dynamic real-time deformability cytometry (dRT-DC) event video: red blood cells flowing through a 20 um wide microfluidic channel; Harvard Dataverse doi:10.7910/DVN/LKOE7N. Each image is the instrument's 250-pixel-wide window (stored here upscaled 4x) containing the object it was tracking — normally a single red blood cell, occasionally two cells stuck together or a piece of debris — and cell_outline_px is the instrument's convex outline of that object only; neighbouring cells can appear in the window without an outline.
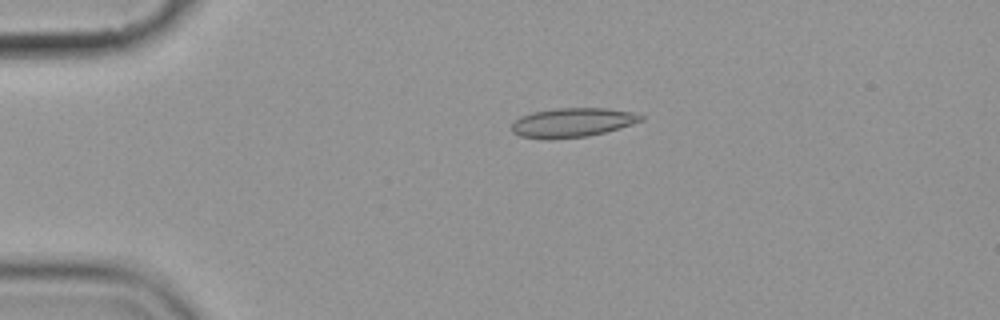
{"species": "common noctule bat (a hibernating species)", "species_latin": "Nyctalus noctula", "temperature_condition": "cold", "stored_images_in_passage": 6, "camera_frame_rate_fps": 3000, "um_per_image_px": 0.085, "animal": {"sex": "female", "body_mass_g": 19.9}, "frame": {"image": 1, "passage_image": 3, "time_ms": 3.333, "image_size_px": [1000, 320], "cell_outline_px": [[644, 120], [620, 128], [588, 136], [548, 140], [520, 136], [512, 132], [512, 124], [520, 116], [532, 112], [556, 108], [604, 108], [632, 112], [644, 116]], "centroid_in_image_um": [48.64, 10.42], "position_along_channel_um": 36.4, "area_um2": 22.08}}
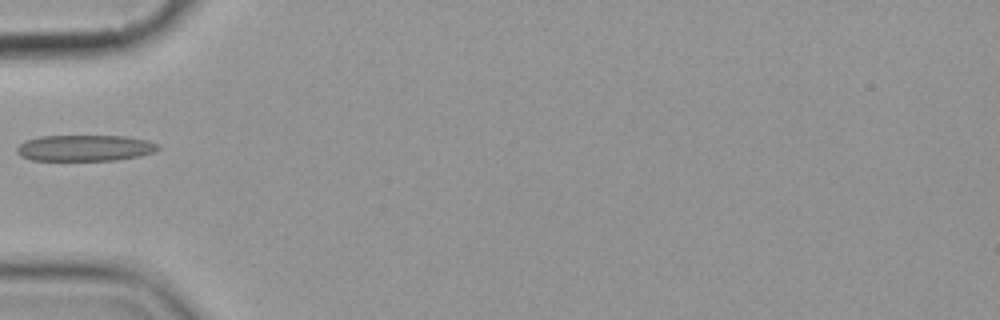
{"frame": {"image": 2, "passage_image": 5, "time_ms": 5.667, "image_size_px": [1000, 320], "cell_outline_px": [[160, 148], [152, 152], [140, 156], [116, 160], [32, 160], [20, 156], [16, 152], [16, 148], [24, 140], [40, 136], [124, 136], [148, 140], [156, 144]], "centroid_in_image_um": [7.17, 12.58], "position_along_channel_um": 77.8, "area_um2": 21.5}}
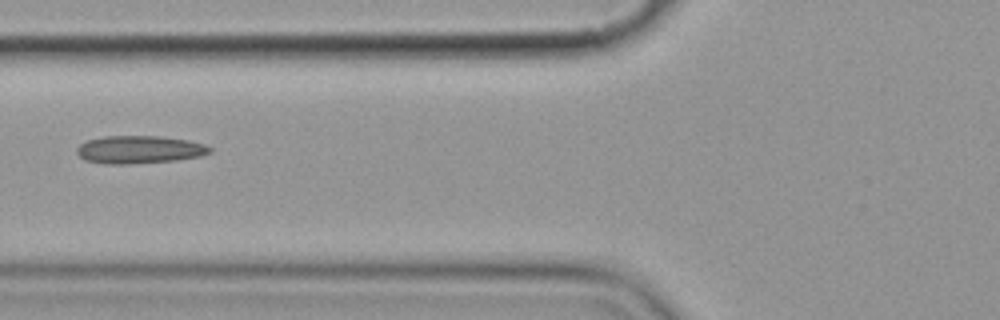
{"frame": {"image": 3, "passage_image": 6, "time_ms": 6.667, "image_size_px": [1000, 320], "cell_outline_px": [[212, 152], [200, 156], [176, 160], [128, 164], [104, 164], [84, 160], [76, 152], [76, 148], [80, 144], [88, 140], [104, 136], [160, 136], [188, 140], [204, 144], [212, 148]], "centroid_in_image_um": [11.83, 12.72], "position_along_channel_um": 114.0, "area_um2": 21.62}}